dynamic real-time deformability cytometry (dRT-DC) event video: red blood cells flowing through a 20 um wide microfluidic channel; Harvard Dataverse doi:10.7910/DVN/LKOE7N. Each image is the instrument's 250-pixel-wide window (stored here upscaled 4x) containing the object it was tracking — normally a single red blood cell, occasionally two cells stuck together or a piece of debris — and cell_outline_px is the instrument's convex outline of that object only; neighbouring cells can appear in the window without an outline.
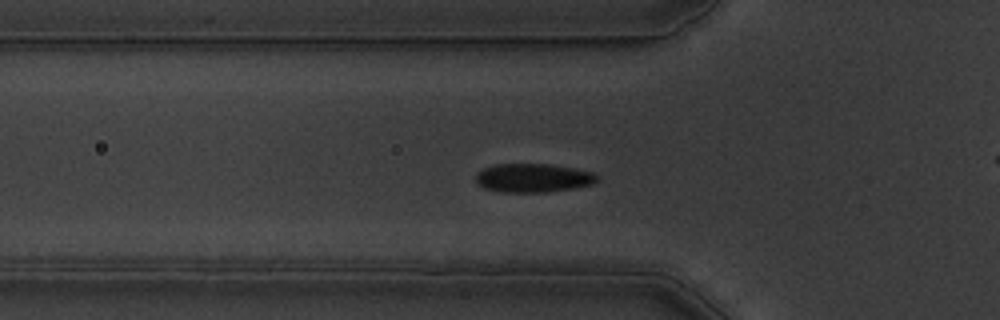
{"species": "common noctule bat (a hibernating species)", "species_latin": "Nyctalus noctula", "temperature_condition": "warm", "stored_images_in_passage": 55, "camera_frame_rate_fps": 3000, "um_per_image_px": 0.085, "animal": {"sex": "male", "body_mass_g": 19.5, "forearm_length_mm": 54.6}, "frame": {"image": 1, "passage_image": 16, "time_ms": 5.0, "image_size_px": [1000, 320], "cell_outline_px": [[600, 176], [592, 184], [576, 188], [548, 192], [500, 192], [484, 188], [476, 184], [476, 172], [484, 168], [496, 164], [552, 164], [596, 172]], "centroid_in_image_um": [45.33, 15.12], "position_along_channel_um": 80.5, "area_um2": 20.63}}
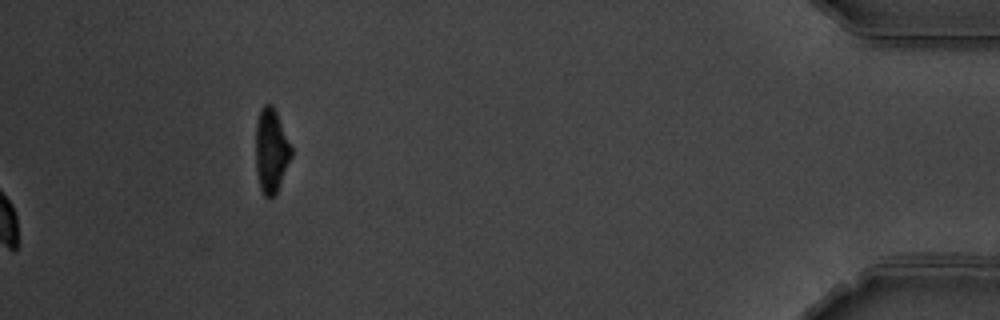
{"frame": {"image": 2, "passage_image": 55, "time_ms": 18.0, "image_size_px": [1000, 320], "cell_outline_px": [[292, 156], [276, 192], [272, 196], [264, 196], [260, 188], [256, 172], [256, 120], [260, 108], [264, 104], [272, 104], [276, 112], [292, 148]], "centroid_in_image_um": [23.03, 12.77], "position_along_channel_um": 412.2, "area_um2": 17.28}, "authors_computed_cell_mechanics": {"area_um2": 19.8832, "velocity_mm_per_s": 3.5653, "shape_relaxation_time_tau1_ms": 5.2597, "shape_relaxation_time_tau2_ms": null, "deformation_change_tau1": 0.1576, "deformation_change_tau2": null}}